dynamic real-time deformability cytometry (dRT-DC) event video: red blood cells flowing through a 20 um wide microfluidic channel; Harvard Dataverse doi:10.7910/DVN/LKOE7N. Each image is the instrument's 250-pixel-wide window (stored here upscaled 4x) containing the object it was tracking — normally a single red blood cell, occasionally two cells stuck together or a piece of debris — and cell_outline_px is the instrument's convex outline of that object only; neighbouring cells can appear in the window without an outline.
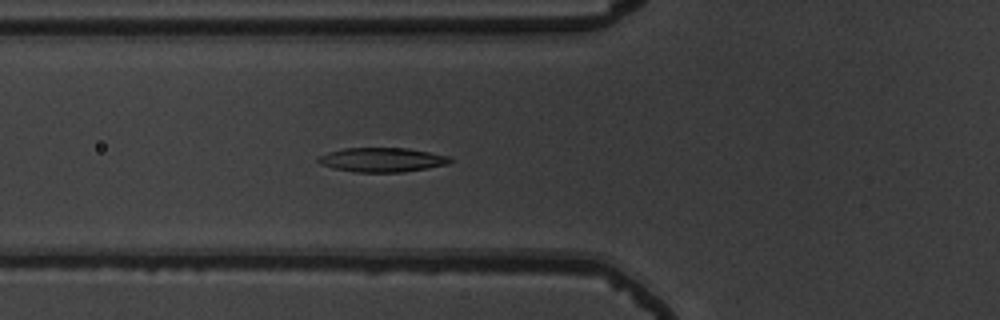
{"species": "common noctule bat (a hibernating species)", "species_latin": "Nyctalus noctula", "temperature_condition": "warm", "stored_images_in_passage": 53, "camera_frame_rate_fps": 3000, "um_per_image_px": 0.085, "animal": {"sex": "male", "body_mass_g": 19.5, "forearm_length_mm": 54.6}, "frame": {"image": 1, "passage_image": 20, "time_ms": 6.333, "image_size_px": [1000, 320], "cell_outline_px": [[452, 160], [448, 164], [428, 168], [404, 172], [356, 172], [332, 168], [320, 164], [316, 160], [320, 156], [328, 152], [344, 148], [408, 148], [448, 156]], "centroid_in_image_um": [32.46, 13.58], "position_along_channel_um": 93.3, "area_um2": 18.61}}
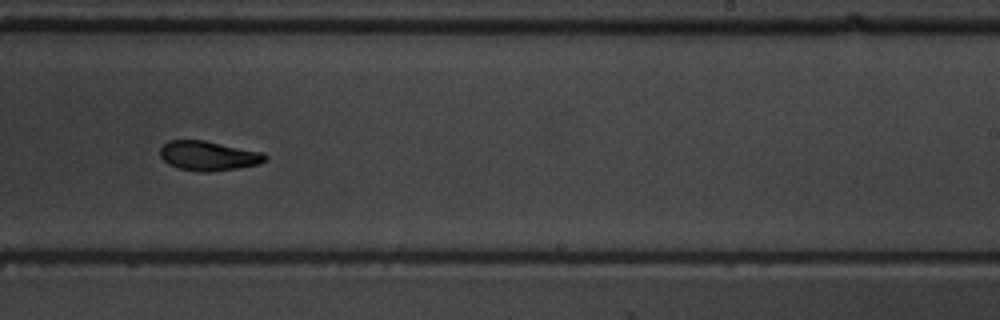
{"frame": {"image": 2, "passage_image": 34, "time_ms": 11.0, "image_size_px": [1000, 320], "cell_outline_px": [[268, 160], [256, 164], [236, 168], [208, 172], [196, 172], [180, 168], [168, 164], [160, 156], [160, 148], [168, 140], [204, 140], [264, 152], [268, 156]], "centroid_in_image_um": [17.72, 13.23], "position_along_channel_um": 271.3, "area_um2": 18.15}}
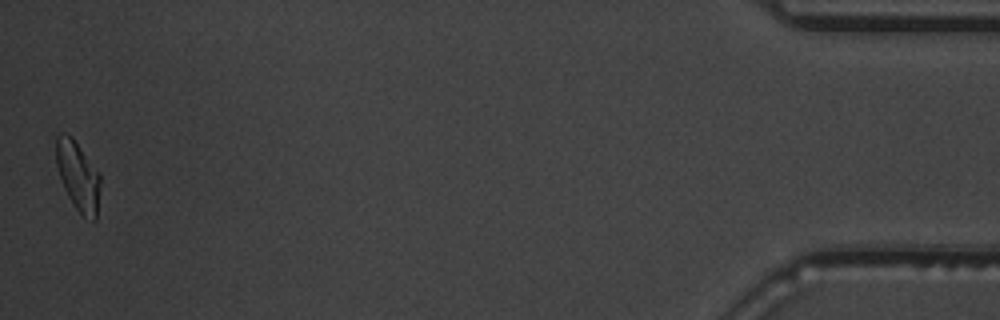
{"frame": {"image": 3, "passage_image": 53, "time_ms": 17.333, "image_size_px": [1000, 320], "cell_outline_px": [[100, 180], [96, 220], [92, 220], [84, 216], [76, 208], [68, 196], [64, 188], [56, 164], [56, 136], [60, 132], [64, 132], [72, 136], [100, 172]], "centroid_in_image_um": [6.63, 14.9], "position_along_channel_um": 428.6, "area_um2": 17.8}, "authors_computed_cell_mechanics": {"area_um2": 18.785, "velocity_mm_per_s": 3.8192, "shape_relaxation_time_tau1_ms": 4.2466, "shape_relaxation_time_tau2_ms": 3.3466, "deformation_change_tau1": 0.1649, "deformation_change_tau2": 0.0956}}